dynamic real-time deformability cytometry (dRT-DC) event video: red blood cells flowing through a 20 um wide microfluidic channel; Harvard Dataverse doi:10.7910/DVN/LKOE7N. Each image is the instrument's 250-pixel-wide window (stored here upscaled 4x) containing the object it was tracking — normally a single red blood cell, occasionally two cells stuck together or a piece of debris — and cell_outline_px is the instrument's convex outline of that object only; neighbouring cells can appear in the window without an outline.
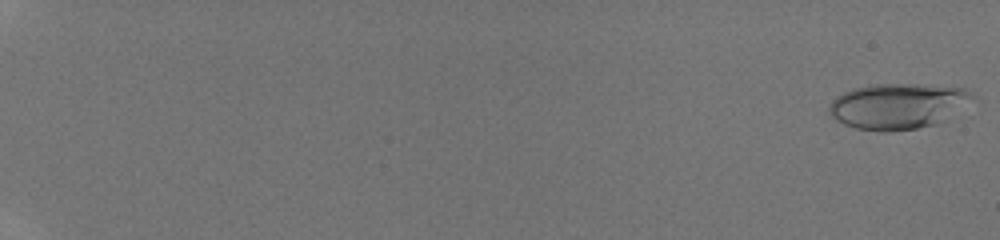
{"species": "human", "species_latin": "Homo sapiens", "temperature_condition": "room temperature", "stored_images_in_passage": 48, "camera_frame_rate_fps": 3000, "um_per_image_px": 0.085, "donor": {"sex": "male"}, "frame": {"image": 1, "passage_image": 1, "time_ms": 0.0, "image_size_px": [1000, 240], "cell_outline_px": [[972, 96], [944, 120], [936, 124], [916, 128], [888, 132], [884, 132], [856, 128], [844, 124], [836, 120], [828, 112], [828, 104], [836, 96], [852, 88], [872, 84], [916, 84], [964, 88]], "centroid_in_image_um": [76.18, 9.01], "position_along_channel_um": 8.8, "area_um2": 37.51}}
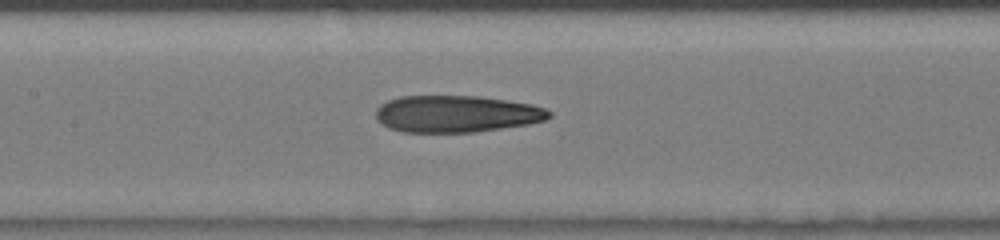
{"frame": {"image": 2, "passage_image": 27, "time_ms": 8.667, "image_size_px": [1000, 240], "cell_outline_px": [[552, 116], [548, 120], [528, 124], [472, 132], [404, 132], [388, 128], [376, 120], [376, 108], [380, 104], [388, 100], [400, 96], [480, 96], [508, 100], [532, 104], [544, 108], [552, 112]], "centroid_in_image_um": [38.8, 9.67], "position_along_channel_um": 168.6, "area_um2": 37.45}}
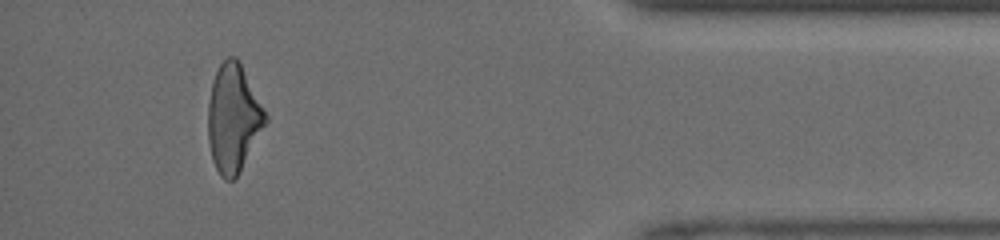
{"frame": {"image": 3, "passage_image": 45, "time_ms": 14.667, "image_size_px": [1000, 240], "cell_outline_px": [[268, 120], [240, 172], [232, 180], [224, 180], [220, 176], [212, 160], [208, 140], [208, 104], [212, 84], [216, 72], [220, 64], [228, 56], [236, 56], [240, 60], [268, 116]], "centroid_in_image_um": [19.84, 10.04], "position_along_channel_um": 415.4, "area_um2": 36.18}}